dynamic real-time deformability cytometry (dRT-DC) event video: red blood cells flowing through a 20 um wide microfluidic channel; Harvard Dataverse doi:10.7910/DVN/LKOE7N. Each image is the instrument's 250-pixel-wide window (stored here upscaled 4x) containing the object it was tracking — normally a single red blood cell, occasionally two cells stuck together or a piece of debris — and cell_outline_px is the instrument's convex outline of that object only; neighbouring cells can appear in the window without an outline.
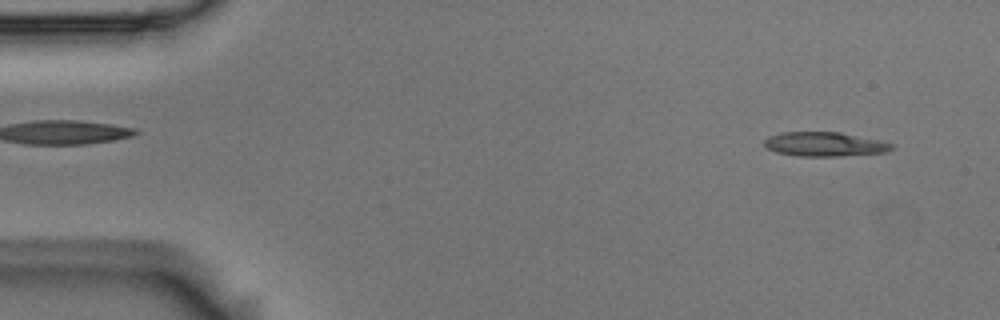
{"species": "Egyptian fruit bat (a non-hibernating species)", "species_latin": "Rousettus aegyptiacus", "temperature_condition": "room temperature", "stored_images_in_passage": 52, "camera_frame_rate_fps": 3000, "um_per_image_px": 0.085, "animal": {"sex": "male"}, "frame": {"image": 1, "passage_image": 3, "time_ms": 0.667, "image_size_px": [1000, 320], "cell_outline_px": [[896, 144], [892, 148], [884, 152], [840, 156], [800, 156], [776, 152], [768, 148], [764, 144], [764, 140], [768, 136], [780, 132], [840, 132], [880, 140]], "centroid_in_image_um": [70.09, 12.25], "position_along_channel_um": 14.9, "area_um2": 17.98}}
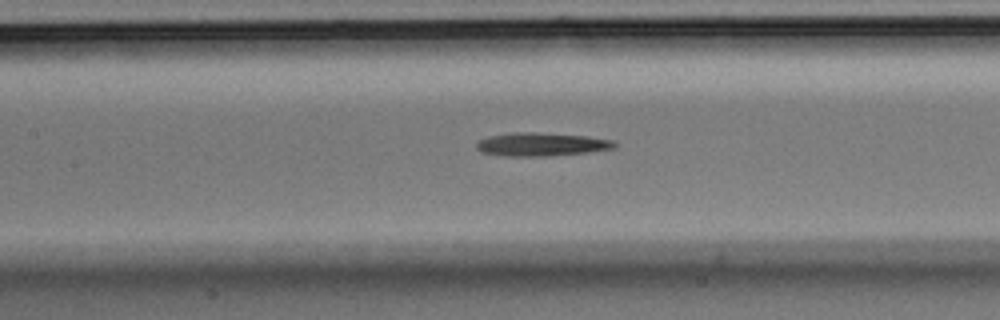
{"frame": {"image": 2, "passage_image": 23, "time_ms": 7.333, "image_size_px": [1000, 320], "cell_outline_px": [[616, 148], [588, 152], [544, 156], [504, 156], [480, 152], [476, 148], [476, 144], [480, 140], [488, 136], [512, 132], [536, 132], [584, 136], [612, 140], [616, 144]], "centroid_in_image_um": [45.97, 12.27], "position_along_channel_um": 161.4, "area_um2": 18.73}}
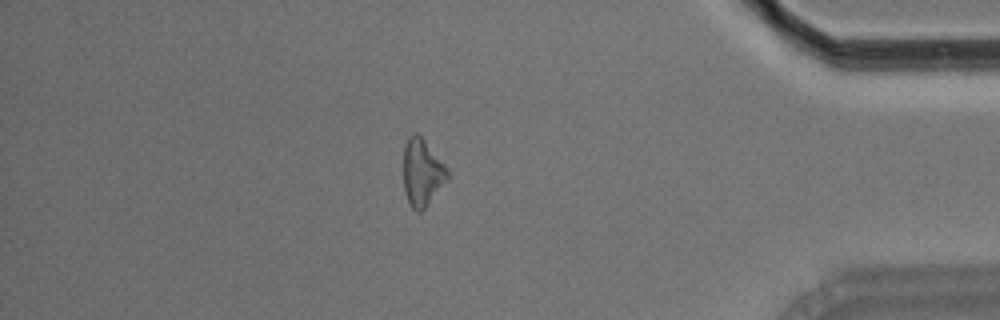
{"frame": {"image": 3, "passage_image": 45, "time_ms": 14.667, "image_size_px": [1000, 320], "cell_outline_px": [[448, 180], [424, 208], [420, 212], [416, 212], [412, 208], [404, 192], [404, 144], [408, 136], [412, 132], [416, 132], [424, 140], [448, 168]], "centroid_in_image_um": [35.87, 14.65], "position_along_channel_um": 399.3, "area_um2": 17.17}, "authors_computed_cell_mechanics": {"area_um2": 17.9758, "velocity_mm_per_s": 3.7416, "shape_relaxation_time_tau1_ms": 8.5685, "shape_relaxation_time_tau2_ms": null, "deformation_change_tau1": 0.2492, "deformation_change_tau2": null}}